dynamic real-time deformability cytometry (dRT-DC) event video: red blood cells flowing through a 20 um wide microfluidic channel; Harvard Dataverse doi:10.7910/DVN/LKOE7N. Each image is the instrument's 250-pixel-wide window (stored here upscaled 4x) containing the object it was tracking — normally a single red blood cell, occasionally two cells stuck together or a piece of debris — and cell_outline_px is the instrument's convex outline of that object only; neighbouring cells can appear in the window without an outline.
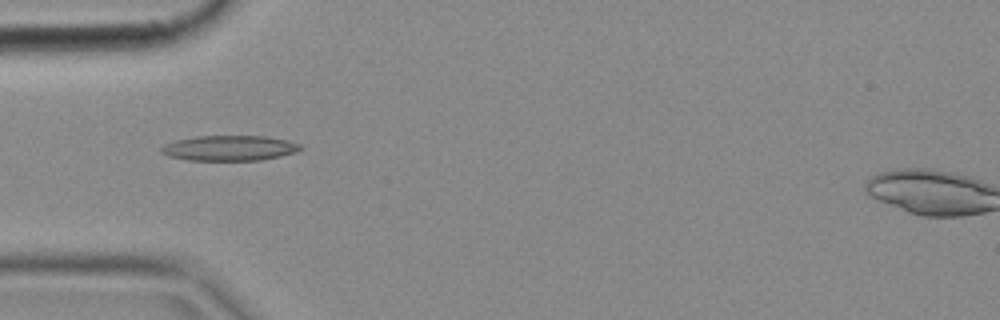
{"species": "common noctule bat (a hibernating species)", "species_latin": "Nyctalus noctula", "temperature_condition": "cold", "stored_images_in_passage": 6, "camera_frame_rate_fps": 3000, "um_per_image_px": 0.085, "animal": {"sex": "female", "body_mass_g": 18.4}, "frame": {"image": 1, "passage_image": 4, "time_ms": 1.0, "image_size_px": [1000, 320], "cell_outline_px": [[304, 148], [296, 152], [280, 156], [260, 160], [188, 160], [168, 156], [160, 152], [160, 148], [164, 144], [176, 140], [196, 136], [264, 136], [284, 140], [300, 144]], "centroid_in_image_um": [19.47, 12.59], "position_along_channel_um": 65.5, "area_um2": 20.4}}
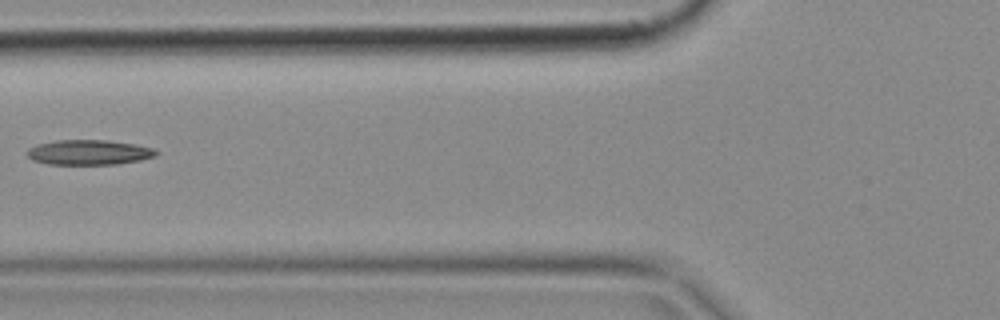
{"frame": {"image": 2, "passage_image": 5, "time_ms": 1.333, "image_size_px": [1000, 320], "cell_outline_px": [[160, 152], [156, 156], [140, 160], [116, 164], [48, 164], [32, 160], [28, 156], [28, 148], [40, 144], [56, 140], [108, 140], [136, 144], [152, 148]], "centroid_in_image_um": [7.59, 12.95], "position_along_channel_um": 118.2, "area_um2": 18.73}}
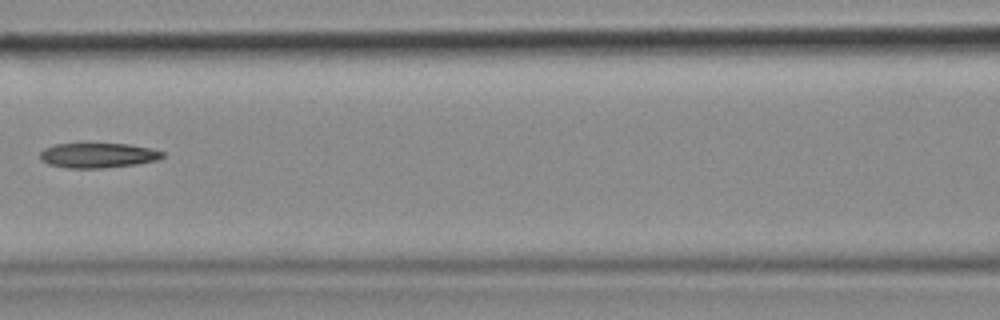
{"frame": {"image": 3, "passage_image": 6, "time_ms": 1.667, "image_size_px": [1000, 320], "cell_outline_px": [[164, 156], [156, 160], [136, 164], [104, 168], [68, 168], [48, 164], [40, 160], [40, 152], [44, 148], [56, 144], [84, 140], [128, 144], [152, 148], [164, 152]], "centroid_in_image_um": [8.28, 13.15], "position_along_channel_um": 158.3, "area_um2": 18.79}}